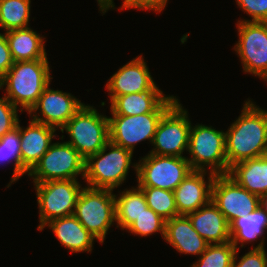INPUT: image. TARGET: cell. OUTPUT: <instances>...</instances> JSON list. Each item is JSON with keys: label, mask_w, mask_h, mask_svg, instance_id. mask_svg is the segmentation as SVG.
<instances>
[{"label": "cell", "mask_w": 267, "mask_h": 267, "mask_svg": "<svg viewBox=\"0 0 267 267\" xmlns=\"http://www.w3.org/2000/svg\"><path fill=\"white\" fill-rule=\"evenodd\" d=\"M249 99L240 116L225 132L228 166L267 153V111Z\"/></svg>", "instance_id": "obj_1"}, {"label": "cell", "mask_w": 267, "mask_h": 267, "mask_svg": "<svg viewBox=\"0 0 267 267\" xmlns=\"http://www.w3.org/2000/svg\"><path fill=\"white\" fill-rule=\"evenodd\" d=\"M50 65L47 59L14 62L13 66L0 80L4 95L15 107L21 106L27 113L37 103L43 90L50 84Z\"/></svg>", "instance_id": "obj_2"}, {"label": "cell", "mask_w": 267, "mask_h": 267, "mask_svg": "<svg viewBox=\"0 0 267 267\" xmlns=\"http://www.w3.org/2000/svg\"><path fill=\"white\" fill-rule=\"evenodd\" d=\"M132 157V151L109 141L100 151L85 159L87 186L110 190L119 187L128 175Z\"/></svg>", "instance_id": "obj_3"}, {"label": "cell", "mask_w": 267, "mask_h": 267, "mask_svg": "<svg viewBox=\"0 0 267 267\" xmlns=\"http://www.w3.org/2000/svg\"><path fill=\"white\" fill-rule=\"evenodd\" d=\"M68 133L71 144L85 159L100 151L109 141V118L90 105H83L60 129Z\"/></svg>", "instance_id": "obj_4"}, {"label": "cell", "mask_w": 267, "mask_h": 267, "mask_svg": "<svg viewBox=\"0 0 267 267\" xmlns=\"http://www.w3.org/2000/svg\"><path fill=\"white\" fill-rule=\"evenodd\" d=\"M188 152L192 170L207 171L209 167V172L216 175L229 173L224 131L203 124L191 125Z\"/></svg>", "instance_id": "obj_5"}, {"label": "cell", "mask_w": 267, "mask_h": 267, "mask_svg": "<svg viewBox=\"0 0 267 267\" xmlns=\"http://www.w3.org/2000/svg\"><path fill=\"white\" fill-rule=\"evenodd\" d=\"M110 189L83 187L75 205L74 216L103 243L115 221V194Z\"/></svg>", "instance_id": "obj_6"}, {"label": "cell", "mask_w": 267, "mask_h": 267, "mask_svg": "<svg viewBox=\"0 0 267 267\" xmlns=\"http://www.w3.org/2000/svg\"><path fill=\"white\" fill-rule=\"evenodd\" d=\"M138 187H154L174 191L192 171L186 157L148 153L134 166Z\"/></svg>", "instance_id": "obj_7"}, {"label": "cell", "mask_w": 267, "mask_h": 267, "mask_svg": "<svg viewBox=\"0 0 267 267\" xmlns=\"http://www.w3.org/2000/svg\"><path fill=\"white\" fill-rule=\"evenodd\" d=\"M85 158L69 143H52L34 168L28 173L34 183L52 180L84 178Z\"/></svg>", "instance_id": "obj_8"}, {"label": "cell", "mask_w": 267, "mask_h": 267, "mask_svg": "<svg viewBox=\"0 0 267 267\" xmlns=\"http://www.w3.org/2000/svg\"><path fill=\"white\" fill-rule=\"evenodd\" d=\"M34 186L39 206L38 230L41 231L51 220L73 215L83 189L78 180H52L34 183Z\"/></svg>", "instance_id": "obj_9"}, {"label": "cell", "mask_w": 267, "mask_h": 267, "mask_svg": "<svg viewBox=\"0 0 267 267\" xmlns=\"http://www.w3.org/2000/svg\"><path fill=\"white\" fill-rule=\"evenodd\" d=\"M188 111L177 100L161 117L152 144L151 154L184 157L188 151L191 121Z\"/></svg>", "instance_id": "obj_10"}, {"label": "cell", "mask_w": 267, "mask_h": 267, "mask_svg": "<svg viewBox=\"0 0 267 267\" xmlns=\"http://www.w3.org/2000/svg\"><path fill=\"white\" fill-rule=\"evenodd\" d=\"M236 25L239 39L234 50L243 71L267 82V22L238 21Z\"/></svg>", "instance_id": "obj_11"}, {"label": "cell", "mask_w": 267, "mask_h": 267, "mask_svg": "<svg viewBox=\"0 0 267 267\" xmlns=\"http://www.w3.org/2000/svg\"><path fill=\"white\" fill-rule=\"evenodd\" d=\"M211 200L223 213L229 225L260 206V197L240 186L228 174L215 175Z\"/></svg>", "instance_id": "obj_12"}, {"label": "cell", "mask_w": 267, "mask_h": 267, "mask_svg": "<svg viewBox=\"0 0 267 267\" xmlns=\"http://www.w3.org/2000/svg\"><path fill=\"white\" fill-rule=\"evenodd\" d=\"M164 113L125 116L112 114L109 118L110 141L133 152L135 144L153 142L157 125Z\"/></svg>", "instance_id": "obj_13"}, {"label": "cell", "mask_w": 267, "mask_h": 267, "mask_svg": "<svg viewBox=\"0 0 267 267\" xmlns=\"http://www.w3.org/2000/svg\"><path fill=\"white\" fill-rule=\"evenodd\" d=\"M48 85L37 103L28 112L32 120L61 129L69 119L84 105L70 93L53 90ZM40 110V115L37 111Z\"/></svg>", "instance_id": "obj_14"}, {"label": "cell", "mask_w": 267, "mask_h": 267, "mask_svg": "<svg viewBox=\"0 0 267 267\" xmlns=\"http://www.w3.org/2000/svg\"><path fill=\"white\" fill-rule=\"evenodd\" d=\"M110 102L117 96L146 91H161L150 75L142 54L123 65L106 84Z\"/></svg>", "instance_id": "obj_15"}, {"label": "cell", "mask_w": 267, "mask_h": 267, "mask_svg": "<svg viewBox=\"0 0 267 267\" xmlns=\"http://www.w3.org/2000/svg\"><path fill=\"white\" fill-rule=\"evenodd\" d=\"M207 173L208 171L192 170L173 191L178 215L187 216L211 201L212 184L216 174L210 172L206 182Z\"/></svg>", "instance_id": "obj_16"}, {"label": "cell", "mask_w": 267, "mask_h": 267, "mask_svg": "<svg viewBox=\"0 0 267 267\" xmlns=\"http://www.w3.org/2000/svg\"><path fill=\"white\" fill-rule=\"evenodd\" d=\"M177 100L162 91H146L117 96L110 102V109L111 114L125 116L165 113Z\"/></svg>", "instance_id": "obj_17"}, {"label": "cell", "mask_w": 267, "mask_h": 267, "mask_svg": "<svg viewBox=\"0 0 267 267\" xmlns=\"http://www.w3.org/2000/svg\"><path fill=\"white\" fill-rule=\"evenodd\" d=\"M57 129L43 123L30 120L29 126H20V149L22 175L29 173L47 152Z\"/></svg>", "instance_id": "obj_18"}, {"label": "cell", "mask_w": 267, "mask_h": 267, "mask_svg": "<svg viewBox=\"0 0 267 267\" xmlns=\"http://www.w3.org/2000/svg\"><path fill=\"white\" fill-rule=\"evenodd\" d=\"M187 216L193 228L208 244H221L231 240L230 225L212 200Z\"/></svg>", "instance_id": "obj_19"}, {"label": "cell", "mask_w": 267, "mask_h": 267, "mask_svg": "<svg viewBox=\"0 0 267 267\" xmlns=\"http://www.w3.org/2000/svg\"><path fill=\"white\" fill-rule=\"evenodd\" d=\"M164 239L180 254L200 256L208 246L186 215H179L166 221Z\"/></svg>", "instance_id": "obj_20"}, {"label": "cell", "mask_w": 267, "mask_h": 267, "mask_svg": "<svg viewBox=\"0 0 267 267\" xmlns=\"http://www.w3.org/2000/svg\"><path fill=\"white\" fill-rule=\"evenodd\" d=\"M52 229L60 243L71 252H91L96 239L74 215L56 218L45 224Z\"/></svg>", "instance_id": "obj_21"}, {"label": "cell", "mask_w": 267, "mask_h": 267, "mask_svg": "<svg viewBox=\"0 0 267 267\" xmlns=\"http://www.w3.org/2000/svg\"><path fill=\"white\" fill-rule=\"evenodd\" d=\"M228 175L261 198L267 194V155L235 163L230 167Z\"/></svg>", "instance_id": "obj_22"}, {"label": "cell", "mask_w": 267, "mask_h": 267, "mask_svg": "<svg viewBox=\"0 0 267 267\" xmlns=\"http://www.w3.org/2000/svg\"><path fill=\"white\" fill-rule=\"evenodd\" d=\"M5 37L14 62L47 59L43 36L30 27L7 31Z\"/></svg>", "instance_id": "obj_23"}, {"label": "cell", "mask_w": 267, "mask_h": 267, "mask_svg": "<svg viewBox=\"0 0 267 267\" xmlns=\"http://www.w3.org/2000/svg\"><path fill=\"white\" fill-rule=\"evenodd\" d=\"M267 230V210L261 205L249 213L246 216L235 219L230 224V242L238 249V243H241L240 247H244L247 242H253L261 238L264 231Z\"/></svg>", "instance_id": "obj_24"}, {"label": "cell", "mask_w": 267, "mask_h": 267, "mask_svg": "<svg viewBox=\"0 0 267 267\" xmlns=\"http://www.w3.org/2000/svg\"><path fill=\"white\" fill-rule=\"evenodd\" d=\"M115 197V221L116 227L127 229L148 208L142 190L136 186L125 189Z\"/></svg>", "instance_id": "obj_25"}, {"label": "cell", "mask_w": 267, "mask_h": 267, "mask_svg": "<svg viewBox=\"0 0 267 267\" xmlns=\"http://www.w3.org/2000/svg\"><path fill=\"white\" fill-rule=\"evenodd\" d=\"M31 0H0V27L10 31L29 27Z\"/></svg>", "instance_id": "obj_26"}, {"label": "cell", "mask_w": 267, "mask_h": 267, "mask_svg": "<svg viewBox=\"0 0 267 267\" xmlns=\"http://www.w3.org/2000/svg\"><path fill=\"white\" fill-rule=\"evenodd\" d=\"M20 121H18L17 126L11 131L7 132L3 137L0 138V162L14 161V170L9 186L15 181L19 180L22 176V158L20 149ZM12 159V160H11Z\"/></svg>", "instance_id": "obj_27"}, {"label": "cell", "mask_w": 267, "mask_h": 267, "mask_svg": "<svg viewBox=\"0 0 267 267\" xmlns=\"http://www.w3.org/2000/svg\"><path fill=\"white\" fill-rule=\"evenodd\" d=\"M146 199L149 208L164 220L179 216L175 203L174 192L154 187H139Z\"/></svg>", "instance_id": "obj_28"}, {"label": "cell", "mask_w": 267, "mask_h": 267, "mask_svg": "<svg viewBox=\"0 0 267 267\" xmlns=\"http://www.w3.org/2000/svg\"><path fill=\"white\" fill-rule=\"evenodd\" d=\"M236 247L229 241L221 244H208L199 260L191 267H232Z\"/></svg>", "instance_id": "obj_29"}, {"label": "cell", "mask_w": 267, "mask_h": 267, "mask_svg": "<svg viewBox=\"0 0 267 267\" xmlns=\"http://www.w3.org/2000/svg\"><path fill=\"white\" fill-rule=\"evenodd\" d=\"M165 228L166 220L148 207L126 230L142 237L160 232L165 238Z\"/></svg>", "instance_id": "obj_30"}, {"label": "cell", "mask_w": 267, "mask_h": 267, "mask_svg": "<svg viewBox=\"0 0 267 267\" xmlns=\"http://www.w3.org/2000/svg\"><path fill=\"white\" fill-rule=\"evenodd\" d=\"M264 236L261 239V242L256 245L253 249H251L249 252L245 253L238 263H236V260L238 259L237 254L239 252V248L236 249L232 267H267V255L265 251L264 246Z\"/></svg>", "instance_id": "obj_31"}, {"label": "cell", "mask_w": 267, "mask_h": 267, "mask_svg": "<svg viewBox=\"0 0 267 267\" xmlns=\"http://www.w3.org/2000/svg\"><path fill=\"white\" fill-rule=\"evenodd\" d=\"M17 109L5 96L0 98V138L17 126Z\"/></svg>", "instance_id": "obj_32"}, {"label": "cell", "mask_w": 267, "mask_h": 267, "mask_svg": "<svg viewBox=\"0 0 267 267\" xmlns=\"http://www.w3.org/2000/svg\"><path fill=\"white\" fill-rule=\"evenodd\" d=\"M236 3L252 18V20L239 21L267 22V0H236Z\"/></svg>", "instance_id": "obj_33"}, {"label": "cell", "mask_w": 267, "mask_h": 267, "mask_svg": "<svg viewBox=\"0 0 267 267\" xmlns=\"http://www.w3.org/2000/svg\"><path fill=\"white\" fill-rule=\"evenodd\" d=\"M168 0H124L119 9H145L161 12L167 5Z\"/></svg>", "instance_id": "obj_34"}, {"label": "cell", "mask_w": 267, "mask_h": 267, "mask_svg": "<svg viewBox=\"0 0 267 267\" xmlns=\"http://www.w3.org/2000/svg\"><path fill=\"white\" fill-rule=\"evenodd\" d=\"M13 63L5 34L0 33V80L13 66Z\"/></svg>", "instance_id": "obj_35"}, {"label": "cell", "mask_w": 267, "mask_h": 267, "mask_svg": "<svg viewBox=\"0 0 267 267\" xmlns=\"http://www.w3.org/2000/svg\"><path fill=\"white\" fill-rule=\"evenodd\" d=\"M100 11L105 14L109 9H115L113 0H97Z\"/></svg>", "instance_id": "obj_36"}, {"label": "cell", "mask_w": 267, "mask_h": 267, "mask_svg": "<svg viewBox=\"0 0 267 267\" xmlns=\"http://www.w3.org/2000/svg\"><path fill=\"white\" fill-rule=\"evenodd\" d=\"M260 205L267 210V194H264L261 198H260Z\"/></svg>", "instance_id": "obj_37"}]
</instances>
